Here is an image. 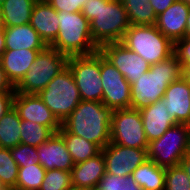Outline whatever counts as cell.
I'll use <instances>...</instances> for the list:
<instances>
[{
	"label": "cell",
	"mask_w": 190,
	"mask_h": 190,
	"mask_svg": "<svg viewBox=\"0 0 190 190\" xmlns=\"http://www.w3.org/2000/svg\"><path fill=\"white\" fill-rule=\"evenodd\" d=\"M81 12L90 22L92 39L99 48L121 42L130 28L128 13L120 0H87Z\"/></svg>",
	"instance_id": "cell-1"
},
{
	"label": "cell",
	"mask_w": 190,
	"mask_h": 190,
	"mask_svg": "<svg viewBox=\"0 0 190 190\" xmlns=\"http://www.w3.org/2000/svg\"><path fill=\"white\" fill-rule=\"evenodd\" d=\"M69 67L82 101L102 102L103 87L101 81V52L90 55L70 56Z\"/></svg>",
	"instance_id": "cell-9"
},
{
	"label": "cell",
	"mask_w": 190,
	"mask_h": 190,
	"mask_svg": "<svg viewBox=\"0 0 190 190\" xmlns=\"http://www.w3.org/2000/svg\"><path fill=\"white\" fill-rule=\"evenodd\" d=\"M0 92H15L14 87L8 81L0 63Z\"/></svg>",
	"instance_id": "cell-39"
},
{
	"label": "cell",
	"mask_w": 190,
	"mask_h": 190,
	"mask_svg": "<svg viewBox=\"0 0 190 190\" xmlns=\"http://www.w3.org/2000/svg\"><path fill=\"white\" fill-rule=\"evenodd\" d=\"M37 0H5L0 6V21L3 27L21 26L30 23L33 6Z\"/></svg>",
	"instance_id": "cell-23"
},
{
	"label": "cell",
	"mask_w": 190,
	"mask_h": 190,
	"mask_svg": "<svg viewBox=\"0 0 190 190\" xmlns=\"http://www.w3.org/2000/svg\"><path fill=\"white\" fill-rule=\"evenodd\" d=\"M59 31L50 47L70 56L90 55L99 50L94 43L90 22L82 12H58Z\"/></svg>",
	"instance_id": "cell-4"
},
{
	"label": "cell",
	"mask_w": 190,
	"mask_h": 190,
	"mask_svg": "<svg viewBox=\"0 0 190 190\" xmlns=\"http://www.w3.org/2000/svg\"><path fill=\"white\" fill-rule=\"evenodd\" d=\"M190 6L183 0H176L159 14L155 26L173 43L185 37L186 21Z\"/></svg>",
	"instance_id": "cell-17"
},
{
	"label": "cell",
	"mask_w": 190,
	"mask_h": 190,
	"mask_svg": "<svg viewBox=\"0 0 190 190\" xmlns=\"http://www.w3.org/2000/svg\"><path fill=\"white\" fill-rule=\"evenodd\" d=\"M13 106L17 110L21 120H28L47 126L55 133L61 128V123L37 94L15 92Z\"/></svg>",
	"instance_id": "cell-14"
},
{
	"label": "cell",
	"mask_w": 190,
	"mask_h": 190,
	"mask_svg": "<svg viewBox=\"0 0 190 190\" xmlns=\"http://www.w3.org/2000/svg\"><path fill=\"white\" fill-rule=\"evenodd\" d=\"M99 51L130 84L150 69V65L140 55L121 42L106 43L99 48Z\"/></svg>",
	"instance_id": "cell-12"
},
{
	"label": "cell",
	"mask_w": 190,
	"mask_h": 190,
	"mask_svg": "<svg viewBox=\"0 0 190 190\" xmlns=\"http://www.w3.org/2000/svg\"><path fill=\"white\" fill-rule=\"evenodd\" d=\"M185 37H190V8H189L187 21H186Z\"/></svg>",
	"instance_id": "cell-43"
},
{
	"label": "cell",
	"mask_w": 190,
	"mask_h": 190,
	"mask_svg": "<svg viewBox=\"0 0 190 190\" xmlns=\"http://www.w3.org/2000/svg\"><path fill=\"white\" fill-rule=\"evenodd\" d=\"M112 110L98 101H80L61 126L103 149L110 143Z\"/></svg>",
	"instance_id": "cell-2"
},
{
	"label": "cell",
	"mask_w": 190,
	"mask_h": 190,
	"mask_svg": "<svg viewBox=\"0 0 190 190\" xmlns=\"http://www.w3.org/2000/svg\"><path fill=\"white\" fill-rule=\"evenodd\" d=\"M39 190H73L71 172L58 169L46 171Z\"/></svg>",
	"instance_id": "cell-31"
},
{
	"label": "cell",
	"mask_w": 190,
	"mask_h": 190,
	"mask_svg": "<svg viewBox=\"0 0 190 190\" xmlns=\"http://www.w3.org/2000/svg\"><path fill=\"white\" fill-rule=\"evenodd\" d=\"M5 0H0V6L2 5V3L4 2Z\"/></svg>",
	"instance_id": "cell-47"
},
{
	"label": "cell",
	"mask_w": 190,
	"mask_h": 190,
	"mask_svg": "<svg viewBox=\"0 0 190 190\" xmlns=\"http://www.w3.org/2000/svg\"><path fill=\"white\" fill-rule=\"evenodd\" d=\"M142 190H164L165 168L148 159L131 174Z\"/></svg>",
	"instance_id": "cell-24"
},
{
	"label": "cell",
	"mask_w": 190,
	"mask_h": 190,
	"mask_svg": "<svg viewBox=\"0 0 190 190\" xmlns=\"http://www.w3.org/2000/svg\"><path fill=\"white\" fill-rule=\"evenodd\" d=\"M57 12H80L87 0H46Z\"/></svg>",
	"instance_id": "cell-36"
},
{
	"label": "cell",
	"mask_w": 190,
	"mask_h": 190,
	"mask_svg": "<svg viewBox=\"0 0 190 190\" xmlns=\"http://www.w3.org/2000/svg\"><path fill=\"white\" fill-rule=\"evenodd\" d=\"M14 93L15 92H0V120L13 106Z\"/></svg>",
	"instance_id": "cell-37"
},
{
	"label": "cell",
	"mask_w": 190,
	"mask_h": 190,
	"mask_svg": "<svg viewBox=\"0 0 190 190\" xmlns=\"http://www.w3.org/2000/svg\"><path fill=\"white\" fill-rule=\"evenodd\" d=\"M182 77L190 84V65L182 66Z\"/></svg>",
	"instance_id": "cell-42"
},
{
	"label": "cell",
	"mask_w": 190,
	"mask_h": 190,
	"mask_svg": "<svg viewBox=\"0 0 190 190\" xmlns=\"http://www.w3.org/2000/svg\"><path fill=\"white\" fill-rule=\"evenodd\" d=\"M87 190H102V189H100V188L97 186V187H93V188L87 189Z\"/></svg>",
	"instance_id": "cell-45"
},
{
	"label": "cell",
	"mask_w": 190,
	"mask_h": 190,
	"mask_svg": "<svg viewBox=\"0 0 190 190\" xmlns=\"http://www.w3.org/2000/svg\"><path fill=\"white\" fill-rule=\"evenodd\" d=\"M55 132L47 127L28 120L20 121L21 143L38 147L45 143Z\"/></svg>",
	"instance_id": "cell-28"
},
{
	"label": "cell",
	"mask_w": 190,
	"mask_h": 190,
	"mask_svg": "<svg viewBox=\"0 0 190 190\" xmlns=\"http://www.w3.org/2000/svg\"><path fill=\"white\" fill-rule=\"evenodd\" d=\"M98 187L102 190H142L131 176L121 177L111 173L104 174Z\"/></svg>",
	"instance_id": "cell-33"
},
{
	"label": "cell",
	"mask_w": 190,
	"mask_h": 190,
	"mask_svg": "<svg viewBox=\"0 0 190 190\" xmlns=\"http://www.w3.org/2000/svg\"><path fill=\"white\" fill-rule=\"evenodd\" d=\"M5 34V50H44L47 45L30 24L3 27Z\"/></svg>",
	"instance_id": "cell-22"
},
{
	"label": "cell",
	"mask_w": 190,
	"mask_h": 190,
	"mask_svg": "<svg viewBox=\"0 0 190 190\" xmlns=\"http://www.w3.org/2000/svg\"><path fill=\"white\" fill-rule=\"evenodd\" d=\"M188 154L190 155V143H189V150H188Z\"/></svg>",
	"instance_id": "cell-48"
},
{
	"label": "cell",
	"mask_w": 190,
	"mask_h": 190,
	"mask_svg": "<svg viewBox=\"0 0 190 190\" xmlns=\"http://www.w3.org/2000/svg\"><path fill=\"white\" fill-rule=\"evenodd\" d=\"M176 0H150L156 16L166 11Z\"/></svg>",
	"instance_id": "cell-38"
},
{
	"label": "cell",
	"mask_w": 190,
	"mask_h": 190,
	"mask_svg": "<svg viewBox=\"0 0 190 190\" xmlns=\"http://www.w3.org/2000/svg\"><path fill=\"white\" fill-rule=\"evenodd\" d=\"M19 166L11 156L9 148L0 147V181L14 189L18 179Z\"/></svg>",
	"instance_id": "cell-30"
},
{
	"label": "cell",
	"mask_w": 190,
	"mask_h": 190,
	"mask_svg": "<svg viewBox=\"0 0 190 190\" xmlns=\"http://www.w3.org/2000/svg\"><path fill=\"white\" fill-rule=\"evenodd\" d=\"M128 13L130 25H155L157 16L150 0H120Z\"/></svg>",
	"instance_id": "cell-27"
},
{
	"label": "cell",
	"mask_w": 190,
	"mask_h": 190,
	"mask_svg": "<svg viewBox=\"0 0 190 190\" xmlns=\"http://www.w3.org/2000/svg\"><path fill=\"white\" fill-rule=\"evenodd\" d=\"M189 143L190 125L177 123L159 139L149 142L148 159L164 168L179 165L188 153Z\"/></svg>",
	"instance_id": "cell-8"
},
{
	"label": "cell",
	"mask_w": 190,
	"mask_h": 190,
	"mask_svg": "<svg viewBox=\"0 0 190 190\" xmlns=\"http://www.w3.org/2000/svg\"><path fill=\"white\" fill-rule=\"evenodd\" d=\"M10 153L19 167L38 163V152L36 147L20 143L19 145L11 148Z\"/></svg>",
	"instance_id": "cell-34"
},
{
	"label": "cell",
	"mask_w": 190,
	"mask_h": 190,
	"mask_svg": "<svg viewBox=\"0 0 190 190\" xmlns=\"http://www.w3.org/2000/svg\"><path fill=\"white\" fill-rule=\"evenodd\" d=\"M0 190H10V188L0 181Z\"/></svg>",
	"instance_id": "cell-44"
},
{
	"label": "cell",
	"mask_w": 190,
	"mask_h": 190,
	"mask_svg": "<svg viewBox=\"0 0 190 190\" xmlns=\"http://www.w3.org/2000/svg\"><path fill=\"white\" fill-rule=\"evenodd\" d=\"M164 190H190V178L180 164L165 168Z\"/></svg>",
	"instance_id": "cell-32"
},
{
	"label": "cell",
	"mask_w": 190,
	"mask_h": 190,
	"mask_svg": "<svg viewBox=\"0 0 190 190\" xmlns=\"http://www.w3.org/2000/svg\"><path fill=\"white\" fill-rule=\"evenodd\" d=\"M42 50H5L0 63L10 84L15 88L23 79L29 67L34 63Z\"/></svg>",
	"instance_id": "cell-21"
},
{
	"label": "cell",
	"mask_w": 190,
	"mask_h": 190,
	"mask_svg": "<svg viewBox=\"0 0 190 190\" xmlns=\"http://www.w3.org/2000/svg\"><path fill=\"white\" fill-rule=\"evenodd\" d=\"M102 103L112 111L131 108V85L101 53Z\"/></svg>",
	"instance_id": "cell-11"
},
{
	"label": "cell",
	"mask_w": 190,
	"mask_h": 190,
	"mask_svg": "<svg viewBox=\"0 0 190 190\" xmlns=\"http://www.w3.org/2000/svg\"><path fill=\"white\" fill-rule=\"evenodd\" d=\"M121 43L140 55L149 65L173 55L174 43L155 25H130Z\"/></svg>",
	"instance_id": "cell-5"
},
{
	"label": "cell",
	"mask_w": 190,
	"mask_h": 190,
	"mask_svg": "<svg viewBox=\"0 0 190 190\" xmlns=\"http://www.w3.org/2000/svg\"><path fill=\"white\" fill-rule=\"evenodd\" d=\"M173 54L182 66L190 65V37L174 42Z\"/></svg>",
	"instance_id": "cell-35"
},
{
	"label": "cell",
	"mask_w": 190,
	"mask_h": 190,
	"mask_svg": "<svg viewBox=\"0 0 190 190\" xmlns=\"http://www.w3.org/2000/svg\"><path fill=\"white\" fill-rule=\"evenodd\" d=\"M37 95L61 124L81 101L79 90L68 66Z\"/></svg>",
	"instance_id": "cell-6"
},
{
	"label": "cell",
	"mask_w": 190,
	"mask_h": 190,
	"mask_svg": "<svg viewBox=\"0 0 190 190\" xmlns=\"http://www.w3.org/2000/svg\"><path fill=\"white\" fill-rule=\"evenodd\" d=\"M20 117L12 106L0 120V147L13 148L21 143Z\"/></svg>",
	"instance_id": "cell-26"
},
{
	"label": "cell",
	"mask_w": 190,
	"mask_h": 190,
	"mask_svg": "<svg viewBox=\"0 0 190 190\" xmlns=\"http://www.w3.org/2000/svg\"><path fill=\"white\" fill-rule=\"evenodd\" d=\"M36 149L38 152V163L46 171L58 169L71 172V169L74 167V162L66 148L64 139L58 132L54 133Z\"/></svg>",
	"instance_id": "cell-15"
},
{
	"label": "cell",
	"mask_w": 190,
	"mask_h": 190,
	"mask_svg": "<svg viewBox=\"0 0 190 190\" xmlns=\"http://www.w3.org/2000/svg\"><path fill=\"white\" fill-rule=\"evenodd\" d=\"M67 59L66 55L47 46L39 52L23 79L14 88L15 92L38 94L67 66Z\"/></svg>",
	"instance_id": "cell-7"
},
{
	"label": "cell",
	"mask_w": 190,
	"mask_h": 190,
	"mask_svg": "<svg viewBox=\"0 0 190 190\" xmlns=\"http://www.w3.org/2000/svg\"><path fill=\"white\" fill-rule=\"evenodd\" d=\"M58 19V12L46 0H37L32 9L29 24L44 43L50 46L59 31Z\"/></svg>",
	"instance_id": "cell-18"
},
{
	"label": "cell",
	"mask_w": 190,
	"mask_h": 190,
	"mask_svg": "<svg viewBox=\"0 0 190 190\" xmlns=\"http://www.w3.org/2000/svg\"><path fill=\"white\" fill-rule=\"evenodd\" d=\"M105 173V158L102 151L86 161L74 164L71 169L73 190L97 187Z\"/></svg>",
	"instance_id": "cell-19"
},
{
	"label": "cell",
	"mask_w": 190,
	"mask_h": 190,
	"mask_svg": "<svg viewBox=\"0 0 190 190\" xmlns=\"http://www.w3.org/2000/svg\"><path fill=\"white\" fill-rule=\"evenodd\" d=\"M166 108L161 99L139 110L148 142L159 139L170 127L177 124Z\"/></svg>",
	"instance_id": "cell-20"
},
{
	"label": "cell",
	"mask_w": 190,
	"mask_h": 190,
	"mask_svg": "<svg viewBox=\"0 0 190 190\" xmlns=\"http://www.w3.org/2000/svg\"><path fill=\"white\" fill-rule=\"evenodd\" d=\"M101 151L105 158L106 173L121 177H130L138 166L148 160L147 149L130 148L111 142Z\"/></svg>",
	"instance_id": "cell-13"
},
{
	"label": "cell",
	"mask_w": 190,
	"mask_h": 190,
	"mask_svg": "<svg viewBox=\"0 0 190 190\" xmlns=\"http://www.w3.org/2000/svg\"><path fill=\"white\" fill-rule=\"evenodd\" d=\"M180 165L186 172L187 176L190 178V155L188 153L180 161Z\"/></svg>",
	"instance_id": "cell-40"
},
{
	"label": "cell",
	"mask_w": 190,
	"mask_h": 190,
	"mask_svg": "<svg viewBox=\"0 0 190 190\" xmlns=\"http://www.w3.org/2000/svg\"><path fill=\"white\" fill-rule=\"evenodd\" d=\"M58 133L63 137L74 164L86 161L101 152V148L80 136L68 133L62 126Z\"/></svg>",
	"instance_id": "cell-25"
},
{
	"label": "cell",
	"mask_w": 190,
	"mask_h": 190,
	"mask_svg": "<svg viewBox=\"0 0 190 190\" xmlns=\"http://www.w3.org/2000/svg\"><path fill=\"white\" fill-rule=\"evenodd\" d=\"M183 68L175 55L156 64L150 65L131 85V108L141 110L151 103L161 100L168 86L182 77Z\"/></svg>",
	"instance_id": "cell-3"
},
{
	"label": "cell",
	"mask_w": 190,
	"mask_h": 190,
	"mask_svg": "<svg viewBox=\"0 0 190 190\" xmlns=\"http://www.w3.org/2000/svg\"><path fill=\"white\" fill-rule=\"evenodd\" d=\"M5 34H4V28L1 25L0 26V57L2 55V53L5 51Z\"/></svg>",
	"instance_id": "cell-41"
},
{
	"label": "cell",
	"mask_w": 190,
	"mask_h": 190,
	"mask_svg": "<svg viewBox=\"0 0 190 190\" xmlns=\"http://www.w3.org/2000/svg\"><path fill=\"white\" fill-rule=\"evenodd\" d=\"M190 6V0H183Z\"/></svg>",
	"instance_id": "cell-46"
},
{
	"label": "cell",
	"mask_w": 190,
	"mask_h": 190,
	"mask_svg": "<svg viewBox=\"0 0 190 190\" xmlns=\"http://www.w3.org/2000/svg\"><path fill=\"white\" fill-rule=\"evenodd\" d=\"M162 100L176 123L190 125V84L183 77L168 86Z\"/></svg>",
	"instance_id": "cell-16"
},
{
	"label": "cell",
	"mask_w": 190,
	"mask_h": 190,
	"mask_svg": "<svg viewBox=\"0 0 190 190\" xmlns=\"http://www.w3.org/2000/svg\"><path fill=\"white\" fill-rule=\"evenodd\" d=\"M46 170L39 163L19 167L18 179L14 190H39Z\"/></svg>",
	"instance_id": "cell-29"
},
{
	"label": "cell",
	"mask_w": 190,
	"mask_h": 190,
	"mask_svg": "<svg viewBox=\"0 0 190 190\" xmlns=\"http://www.w3.org/2000/svg\"><path fill=\"white\" fill-rule=\"evenodd\" d=\"M110 142L130 148L148 149L149 142L139 110L125 108L112 112Z\"/></svg>",
	"instance_id": "cell-10"
}]
</instances>
